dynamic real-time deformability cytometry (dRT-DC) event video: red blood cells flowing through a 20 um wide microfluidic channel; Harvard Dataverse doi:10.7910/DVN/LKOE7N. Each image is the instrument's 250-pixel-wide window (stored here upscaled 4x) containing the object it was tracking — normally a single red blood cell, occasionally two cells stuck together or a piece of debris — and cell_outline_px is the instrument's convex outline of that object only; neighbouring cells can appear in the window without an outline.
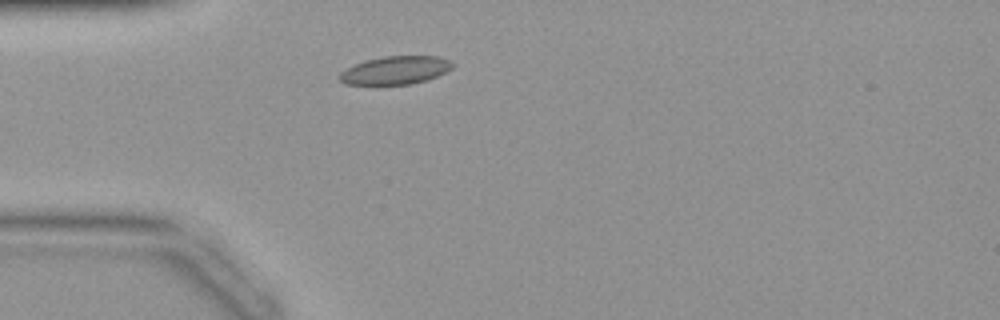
{"species": "common noctule bat (a hibernating species)", "species_latin": "Nyctalus noctula", "temperature_condition": "warm", "stored_images_in_passage": 32, "camera_frame_rate_fps": 3000, "um_per_image_px": 0.085, "animal": {"sex": "female", "body_mass_g": 19.9}, "frame": {"image": 1, "passage_image": 1, "time_ms": 0.0, "image_size_px": [1000, 320], "cell_outline_px": [[456, 64], [452, 68], [436, 76], [412, 84], [344, 84], [336, 76], [340, 72], [356, 64], [368, 60], [384, 56], [440, 56], [452, 60]], "centroid_in_image_um": [33.64, 5.96], "position_along_channel_um": 51.4, "area_um2": 18.44}}
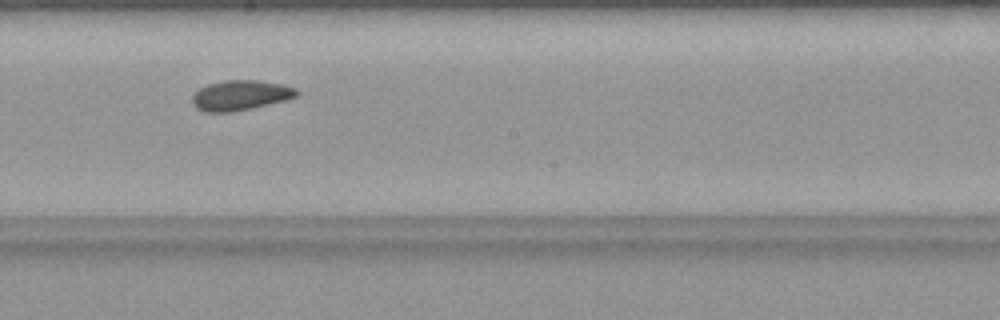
{"frame": {"image": 2, "passage_image": 13, "time_ms": 4.0, "image_size_px": [1000, 320], "cell_outline_px": [[300, 92], [296, 96], [284, 100], [252, 108], [232, 112], [204, 112], [196, 108], [192, 104], [192, 96], [200, 88], [208, 84], [224, 80], [256, 80], [284, 84], [296, 88]], "centroid_in_image_um": [20.43, 8.1], "position_along_channel_um": 227.8, "area_um2": 18.32}}
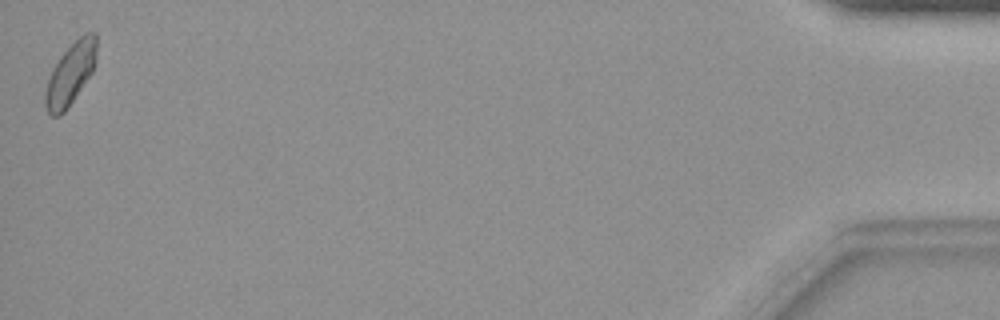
{"frame": {"image": 3, "passage_image": 32, "time_ms": 10.333, "image_size_px": [1000, 320], "cell_outline_px": [[96, 60], [92, 72], [64, 112], [60, 116], [52, 116], [48, 112], [44, 104], [44, 96], [48, 80], [52, 68], [60, 56], [80, 36], [88, 32], [96, 32]], "centroid_in_image_um": [5.98, 6.28], "position_along_channel_um": 429.2, "area_um2": 18.21}}